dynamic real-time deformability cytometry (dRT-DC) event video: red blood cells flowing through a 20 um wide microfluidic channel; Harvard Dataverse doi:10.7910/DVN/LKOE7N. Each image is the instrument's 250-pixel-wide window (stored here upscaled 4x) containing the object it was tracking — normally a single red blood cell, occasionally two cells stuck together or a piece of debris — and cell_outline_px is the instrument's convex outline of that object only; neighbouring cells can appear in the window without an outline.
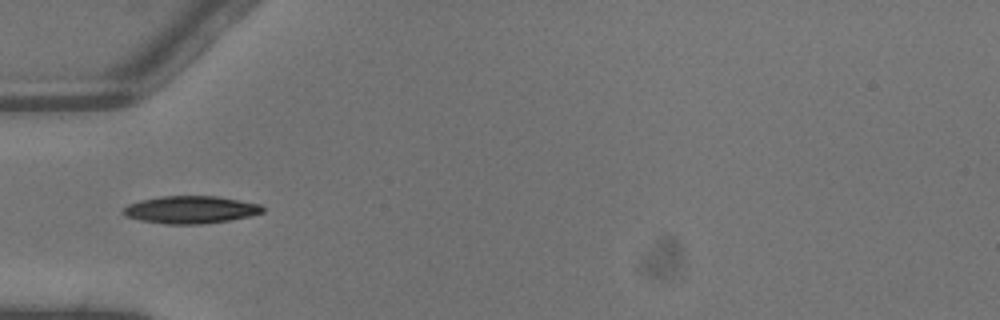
{"species": "common noctule bat (a hibernating species)", "species_latin": "Nyctalus noctula", "temperature_condition": "warm", "stored_images_in_passage": 5, "camera_frame_rate_fps": 3000, "um_per_image_px": 0.085, "animal": {"sex": "male", "body_mass_g": 13.3}, "frame": {"image": 1, "passage_image": 4, "time_ms": 1.0, "image_size_px": [1000, 320], "cell_outline_px": [[264, 212], [248, 216], [228, 220], [204, 224], [164, 224], [140, 220], [124, 216], [124, 208], [128, 204], [140, 200], [160, 196], [216, 196], [260, 204], [264, 208]], "centroid_in_image_um": [16.18, 17.82], "position_along_channel_um": 68.8, "area_um2": 22.25}}
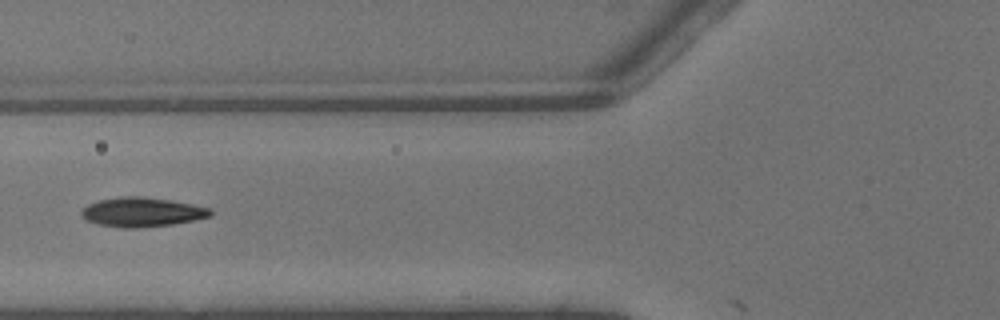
{"frame": {"image": 2, "passage_image": 5, "time_ms": 1.333, "image_size_px": [1000, 320], "cell_outline_px": [[212, 216], [196, 220], [172, 224], [136, 228], [120, 228], [96, 224], [80, 216], [80, 212], [88, 204], [96, 200], [124, 196], [144, 196], [172, 200], [212, 208]], "centroid_in_image_um": [12.07, 18.02], "position_along_channel_um": 113.7, "area_um2": 22.37}}